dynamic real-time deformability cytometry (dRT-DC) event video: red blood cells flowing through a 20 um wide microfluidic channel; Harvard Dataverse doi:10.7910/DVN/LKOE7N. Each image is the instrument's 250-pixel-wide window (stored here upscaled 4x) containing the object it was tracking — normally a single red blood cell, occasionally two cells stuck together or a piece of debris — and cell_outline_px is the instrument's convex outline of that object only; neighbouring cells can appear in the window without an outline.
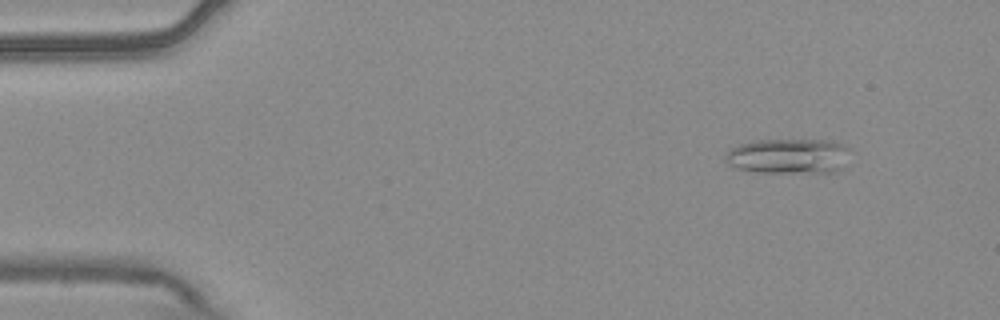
{"species": "common noctule bat (a hibernating species)", "species_latin": "Nyctalus noctula", "temperature_condition": "warm", "stored_images_in_passage": 54, "camera_frame_rate_fps": 3000, "um_per_image_px": 0.085, "animal": {"sex": "male", "body_mass_g": 20.4}, "frame": {"image": 1, "passage_image": 6, "time_ms": 1.667, "image_size_px": [1000, 320], "cell_outline_px": [[848, 148], [840, 168], [832, 172], [756, 172], [740, 168], [728, 164], [724, 156], [732, 148], [740, 144], [752, 140], [828, 140], [840, 144]], "centroid_in_image_um": [66.95, 13.26], "position_along_channel_um": 18.1, "area_um2": 24.91}}
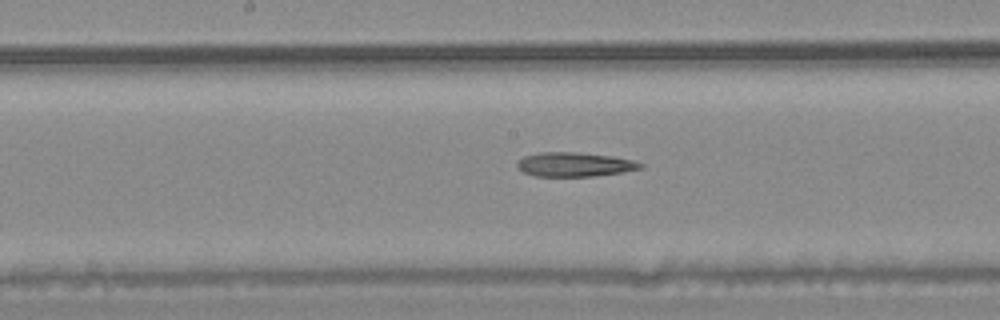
{"frame": {"image": 2, "passage_image": 28, "time_ms": 9.0, "image_size_px": [1000, 320], "cell_outline_px": [[644, 168], [620, 172], [592, 176], [536, 176], [524, 172], [516, 164], [524, 156], [540, 152], [576, 152], [612, 156], [632, 160], [644, 164]], "centroid_in_image_um": [48.86, 13.97], "position_along_channel_um": 199.3, "area_um2": 17.17}}
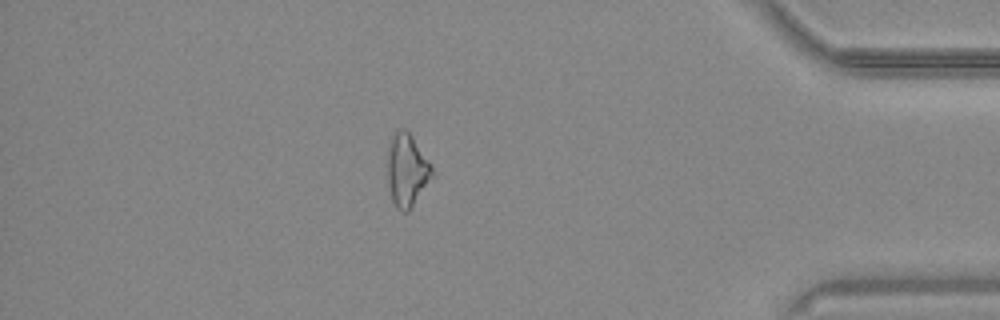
{"frame": {"image": 3, "passage_image": 47, "time_ms": 15.333, "image_size_px": [1000, 320], "cell_outline_px": [[432, 176], [408, 212], [400, 212], [396, 208], [392, 200], [388, 188], [388, 148], [392, 136], [396, 128], [404, 128], [412, 136], [428, 160], [432, 168]], "centroid_in_image_um": [34.55, 14.46], "position_along_channel_um": 400.7, "area_um2": 18.67}}